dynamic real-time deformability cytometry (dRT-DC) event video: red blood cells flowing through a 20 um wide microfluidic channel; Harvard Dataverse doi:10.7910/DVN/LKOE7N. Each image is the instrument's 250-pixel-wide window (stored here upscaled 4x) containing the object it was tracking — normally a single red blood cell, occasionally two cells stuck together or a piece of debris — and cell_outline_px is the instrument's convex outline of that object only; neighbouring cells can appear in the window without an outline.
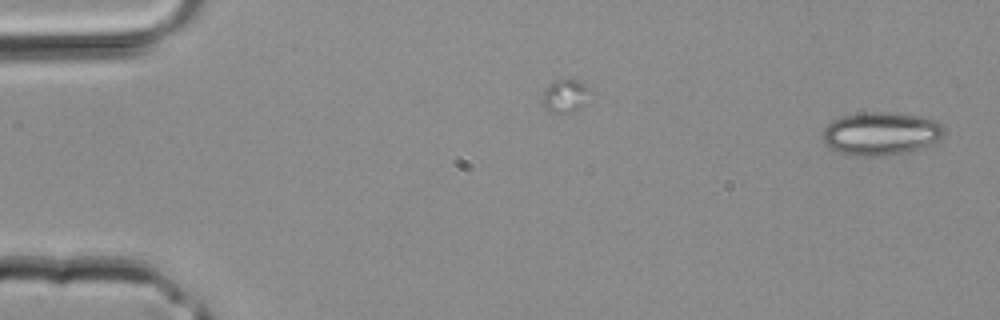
{"species": "common noctule bat (a hibernating species)", "species_latin": "Nyctalus noctula", "temperature_condition": "room temperature", "stored_images_in_passage": 6, "camera_frame_rate_fps": 3000, "um_per_image_px": 0.085, "animal": {"sex": "male", "body_mass_g": 20.4}, "frame": {"image": 1, "passage_image": 1, "time_ms": 0.0, "image_size_px": [1000, 320], "cell_outline_px": [[944, 136], [920, 148], [908, 152], [884, 156], [856, 156], [836, 152], [828, 148], [824, 144], [820, 136], [820, 132], [832, 120], [844, 116], [860, 112], [896, 112], [920, 116], [936, 120], [944, 128]], "centroid_in_image_um": [74.81, 11.36], "position_along_channel_um": 10.2, "area_um2": 31.04}}